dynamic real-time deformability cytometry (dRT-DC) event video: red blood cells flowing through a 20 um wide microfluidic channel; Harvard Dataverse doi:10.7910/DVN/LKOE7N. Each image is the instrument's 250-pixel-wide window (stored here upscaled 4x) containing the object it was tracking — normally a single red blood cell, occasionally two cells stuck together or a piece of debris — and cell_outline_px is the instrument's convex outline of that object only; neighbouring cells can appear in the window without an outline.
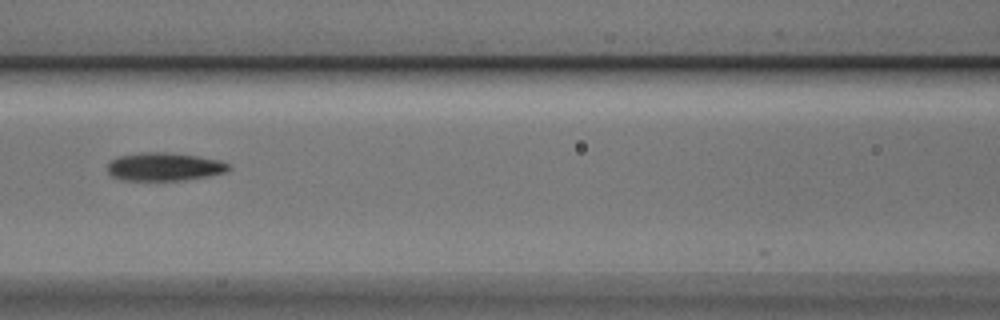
{"species": "Egyptian fruit bat (a non-hibernating species)", "species_latin": "Rousettus aegyptiacus", "temperature_condition": "cold", "stored_images_in_passage": 6, "camera_frame_rate_fps": 3000, "um_per_image_px": 0.085, "animal": {"sex": "male"}, "frame": {"image": 1, "passage_image": 6, "time_ms": 1.667, "image_size_px": [1000, 320], "cell_outline_px": [[232, 168], [224, 172], [208, 176], [184, 180], [120, 180], [112, 176], [108, 172], [108, 164], [112, 160], [120, 156], [140, 152], [164, 152], [196, 156], [220, 160], [232, 164]], "centroid_in_image_um": [13.99, 14.17], "position_along_channel_um": 152.6, "area_um2": 19.88}}